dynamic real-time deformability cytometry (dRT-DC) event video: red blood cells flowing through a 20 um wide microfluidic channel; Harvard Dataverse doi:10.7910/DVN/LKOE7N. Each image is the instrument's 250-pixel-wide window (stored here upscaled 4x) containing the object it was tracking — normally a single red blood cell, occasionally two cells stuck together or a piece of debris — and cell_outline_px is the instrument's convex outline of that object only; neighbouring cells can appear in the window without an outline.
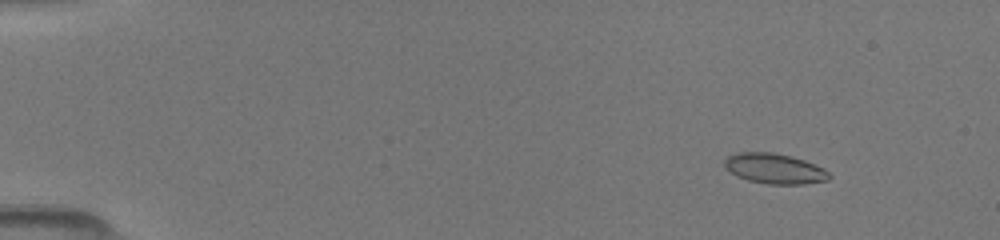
{"species": "common noctule bat (a hibernating species)", "species_latin": "Nyctalus noctula", "temperature_condition": "room temperature", "stored_images_in_passage": 17, "camera_frame_rate_fps": 3000, "um_per_image_px": 0.085, "animal": {"sex": "female", "body_mass_g": 19.5, "forearm_length_mm": 54.1}, "frame": {"image": 1, "passage_image": 5, "time_ms": 1.667, "image_size_px": [1000, 240], "cell_outline_px": [[832, 176], [828, 180], [804, 184], [768, 184], [748, 180], [736, 176], [724, 168], [724, 160], [728, 156], [740, 152], [772, 152], [792, 156], [804, 160], [824, 168]], "centroid_in_image_um": [65.83, 14.33], "position_along_channel_um": 19.2, "area_um2": 18.55}}
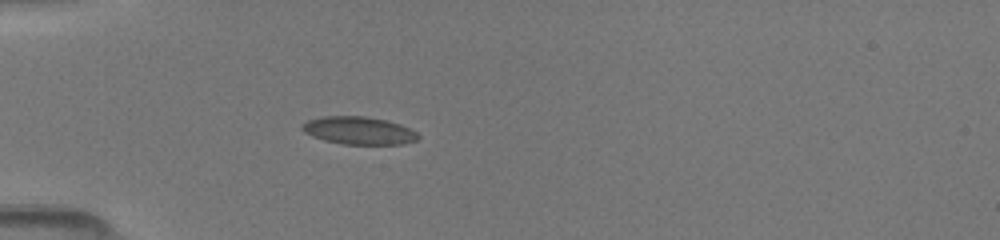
{"frame": {"image": 2, "passage_image": 14, "time_ms": 5.0, "image_size_px": [1000, 240], "cell_outline_px": [[420, 136], [416, 140], [400, 144], [344, 144], [324, 140], [312, 136], [304, 132], [300, 128], [300, 124], [308, 120], [320, 116], [364, 116], [384, 120], [400, 124], [416, 132]], "centroid_in_image_um": [30.44, 11.09], "position_along_channel_um": 54.6, "area_um2": 18.67}}
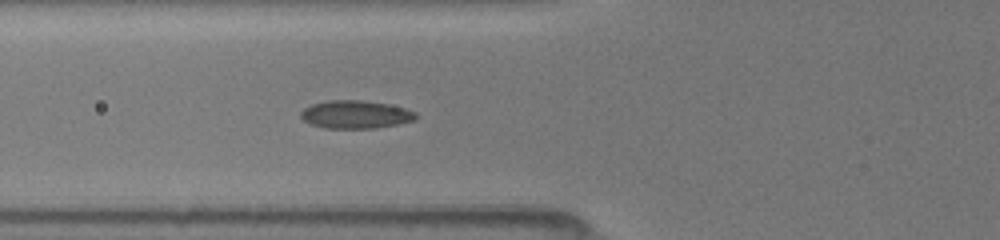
{"frame": {"image": 3, "passage_image": 17, "time_ms": 6.333, "image_size_px": [1000, 240], "cell_outline_px": [[416, 120], [376, 128], [324, 128], [312, 124], [304, 120], [300, 116], [300, 112], [304, 108], [312, 104], [328, 100], [360, 100], [388, 104], [404, 108], [416, 112]], "centroid_in_image_um": [30.21, 9.73], "position_along_channel_um": 95.6, "area_um2": 18.67}}